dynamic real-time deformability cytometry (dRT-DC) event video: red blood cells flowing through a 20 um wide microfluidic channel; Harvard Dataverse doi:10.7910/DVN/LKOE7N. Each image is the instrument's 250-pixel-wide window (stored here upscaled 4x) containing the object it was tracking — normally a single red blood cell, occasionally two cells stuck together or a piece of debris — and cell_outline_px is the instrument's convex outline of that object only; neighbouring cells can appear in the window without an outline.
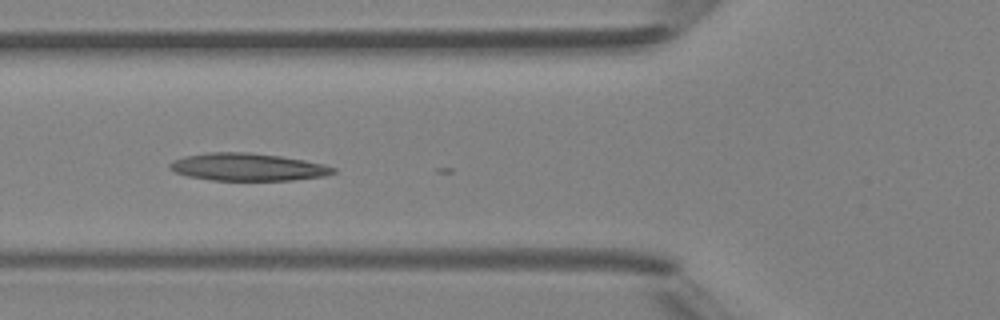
{"species": "Egyptian fruit bat (a non-hibernating species)", "species_latin": "Rousettus aegyptiacus", "temperature_condition": "room temperature", "stored_images_in_passage": 5, "camera_frame_rate_fps": 3000, "um_per_image_px": 0.085, "animal": {"sex": "female"}, "frame": {"image": 1, "passage_image": 5, "time_ms": 4.333, "image_size_px": [1000, 320], "cell_outline_px": [[336, 172], [324, 176], [292, 180], [212, 180], [188, 176], [176, 172], [168, 168], [168, 164], [172, 160], [184, 156], [208, 152], [248, 152], [280, 156], [304, 160], [324, 164], [336, 168]], "centroid_in_image_um": [21.03, 14.19], "position_along_channel_um": 104.8, "area_um2": 26.24}}